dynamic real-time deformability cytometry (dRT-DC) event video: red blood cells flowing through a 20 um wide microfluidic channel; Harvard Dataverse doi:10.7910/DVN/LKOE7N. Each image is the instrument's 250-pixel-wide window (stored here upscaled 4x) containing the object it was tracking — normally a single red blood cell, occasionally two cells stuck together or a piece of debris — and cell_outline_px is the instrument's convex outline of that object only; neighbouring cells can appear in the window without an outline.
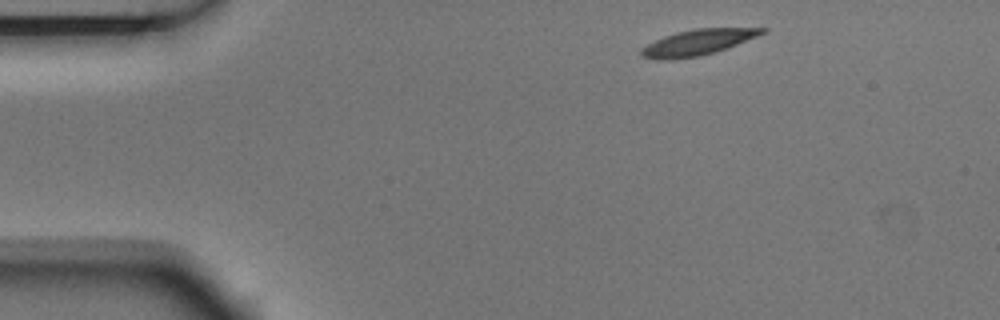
{"species": "Egyptian fruit bat (a non-hibernating species)", "species_latin": "Rousettus aegyptiacus", "temperature_condition": "room temperature", "stored_images_in_passage": 3, "camera_frame_rate_fps": 3000, "um_per_image_px": 0.085, "animal": {"sex": "male"}, "frame": {"image": 1, "passage_image": 1, "time_ms": 0.0, "image_size_px": [1000, 320], "cell_outline_px": [[768, 28], [764, 32], [756, 36], [736, 44], [700, 56], [672, 60], [656, 60], [640, 56], [640, 48], [664, 36], [676, 32], [692, 28]], "centroid_in_image_um": [59.2, 3.61], "position_along_channel_um": 25.8, "area_um2": 17.92}}